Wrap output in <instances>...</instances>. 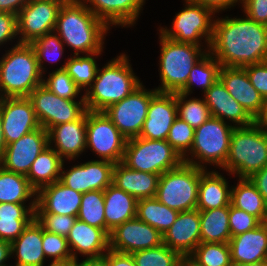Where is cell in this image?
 I'll use <instances>...</instances> for the list:
<instances>
[{"label": "cell", "mask_w": 267, "mask_h": 266, "mask_svg": "<svg viewBox=\"0 0 267 266\" xmlns=\"http://www.w3.org/2000/svg\"><path fill=\"white\" fill-rule=\"evenodd\" d=\"M42 85L57 96L65 99H75L81 95V89L75 84L69 74L63 70H54L48 78L42 79Z\"/></svg>", "instance_id": "obj_46"}, {"label": "cell", "mask_w": 267, "mask_h": 266, "mask_svg": "<svg viewBox=\"0 0 267 266\" xmlns=\"http://www.w3.org/2000/svg\"><path fill=\"white\" fill-rule=\"evenodd\" d=\"M159 34L161 85L155 89L158 92L177 93L186 85L194 65L209 52V49L203 50V46L191 43L175 42Z\"/></svg>", "instance_id": "obj_6"}, {"label": "cell", "mask_w": 267, "mask_h": 266, "mask_svg": "<svg viewBox=\"0 0 267 266\" xmlns=\"http://www.w3.org/2000/svg\"><path fill=\"white\" fill-rule=\"evenodd\" d=\"M203 98L213 117L224 122L228 120L233 123V127L249 126L255 122L244 107L230 95L219 78L204 93Z\"/></svg>", "instance_id": "obj_24"}, {"label": "cell", "mask_w": 267, "mask_h": 266, "mask_svg": "<svg viewBox=\"0 0 267 266\" xmlns=\"http://www.w3.org/2000/svg\"><path fill=\"white\" fill-rule=\"evenodd\" d=\"M209 53L226 67H244L267 61V26L249 17L214 21Z\"/></svg>", "instance_id": "obj_1"}, {"label": "cell", "mask_w": 267, "mask_h": 266, "mask_svg": "<svg viewBox=\"0 0 267 266\" xmlns=\"http://www.w3.org/2000/svg\"><path fill=\"white\" fill-rule=\"evenodd\" d=\"M157 92L145 89L143 83L120 102L110 105L105 114L127 139L138 137L147 117L151 97Z\"/></svg>", "instance_id": "obj_13"}, {"label": "cell", "mask_w": 267, "mask_h": 266, "mask_svg": "<svg viewBox=\"0 0 267 266\" xmlns=\"http://www.w3.org/2000/svg\"><path fill=\"white\" fill-rule=\"evenodd\" d=\"M110 28L87 6L76 0L61 6L55 32L62 42L73 49L74 55L103 52L105 35Z\"/></svg>", "instance_id": "obj_2"}, {"label": "cell", "mask_w": 267, "mask_h": 266, "mask_svg": "<svg viewBox=\"0 0 267 266\" xmlns=\"http://www.w3.org/2000/svg\"><path fill=\"white\" fill-rule=\"evenodd\" d=\"M6 146H7V144L5 142L4 132H3V128H2L1 113H0V158L4 154Z\"/></svg>", "instance_id": "obj_60"}, {"label": "cell", "mask_w": 267, "mask_h": 266, "mask_svg": "<svg viewBox=\"0 0 267 266\" xmlns=\"http://www.w3.org/2000/svg\"><path fill=\"white\" fill-rule=\"evenodd\" d=\"M61 168L59 181L80 193L93 190L104 191L112 184L114 163L106 160H92L74 165L67 171Z\"/></svg>", "instance_id": "obj_15"}, {"label": "cell", "mask_w": 267, "mask_h": 266, "mask_svg": "<svg viewBox=\"0 0 267 266\" xmlns=\"http://www.w3.org/2000/svg\"><path fill=\"white\" fill-rule=\"evenodd\" d=\"M136 266H177L182 256L165 244L131 253Z\"/></svg>", "instance_id": "obj_44"}, {"label": "cell", "mask_w": 267, "mask_h": 266, "mask_svg": "<svg viewBox=\"0 0 267 266\" xmlns=\"http://www.w3.org/2000/svg\"><path fill=\"white\" fill-rule=\"evenodd\" d=\"M200 242V214L197 208L179 212L175 222L163 234V244L182 257L189 256Z\"/></svg>", "instance_id": "obj_21"}, {"label": "cell", "mask_w": 267, "mask_h": 266, "mask_svg": "<svg viewBox=\"0 0 267 266\" xmlns=\"http://www.w3.org/2000/svg\"><path fill=\"white\" fill-rule=\"evenodd\" d=\"M251 84L265 99L267 98V61L258 64H249L243 67Z\"/></svg>", "instance_id": "obj_50"}, {"label": "cell", "mask_w": 267, "mask_h": 266, "mask_svg": "<svg viewBox=\"0 0 267 266\" xmlns=\"http://www.w3.org/2000/svg\"><path fill=\"white\" fill-rule=\"evenodd\" d=\"M160 175L128 168L118 162L113 168L112 184L137 200L156 195Z\"/></svg>", "instance_id": "obj_28"}, {"label": "cell", "mask_w": 267, "mask_h": 266, "mask_svg": "<svg viewBox=\"0 0 267 266\" xmlns=\"http://www.w3.org/2000/svg\"><path fill=\"white\" fill-rule=\"evenodd\" d=\"M128 58L127 54L122 53L98 69L93 84L84 93L87 110L104 111L142 84Z\"/></svg>", "instance_id": "obj_3"}, {"label": "cell", "mask_w": 267, "mask_h": 266, "mask_svg": "<svg viewBox=\"0 0 267 266\" xmlns=\"http://www.w3.org/2000/svg\"><path fill=\"white\" fill-rule=\"evenodd\" d=\"M36 196L26 176L0 166V203H25Z\"/></svg>", "instance_id": "obj_37"}, {"label": "cell", "mask_w": 267, "mask_h": 266, "mask_svg": "<svg viewBox=\"0 0 267 266\" xmlns=\"http://www.w3.org/2000/svg\"><path fill=\"white\" fill-rule=\"evenodd\" d=\"M61 156L50 146H47L34 160L27 179L30 186L38 192L41 188L59 181L62 164Z\"/></svg>", "instance_id": "obj_33"}, {"label": "cell", "mask_w": 267, "mask_h": 266, "mask_svg": "<svg viewBox=\"0 0 267 266\" xmlns=\"http://www.w3.org/2000/svg\"><path fill=\"white\" fill-rule=\"evenodd\" d=\"M127 138L112 123L104 111L86 112V148L95 152L100 160L114 164L122 162Z\"/></svg>", "instance_id": "obj_12"}, {"label": "cell", "mask_w": 267, "mask_h": 266, "mask_svg": "<svg viewBox=\"0 0 267 266\" xmlns=\"http://www.w3.org/2000/svg\"><path fill=\"white\" fill-rule=\"evenodd\" d=\"M62 5L63 2L60 0H30L16 15L19 43L30 44L46 33L54 31Z\"/></svg>", "instance_id": "obj_14"}, {"label": "cell", "mask_w": 267, "mask_h": 266, "mask_svg": "<svg viewBox=\"0 0 267 266\" xmlns=\"http://www.w3.org/2000/svg\"><path fill=\"white\" fill-rule=\"evenodd\" d=\"M233 266H267V260H262L254 263L235 264Z\"/></svg>", "instance_id": "obj_62"}, {"label": "cell", "mask_w": 267, "mask_h": 266, "mask_svg": "<svg viewBox=\"0 0 267 266\" xmlns=\"http://www.w3.org/2000/svg\"><path fill=\"white\" fill-rule=\"evenodd\" d=\"M38 62V67L44 78V61L57 62L64 53V43L55 31L46 33L30 43Z\"/></svg>", "instance_id": "obj_43"}, {"label": "cell", "mask_w": 267, "mask_h": 266, "mask_svg": "<svg viewBox=\"0 0 267 266\" xmlns=\"http://www.w3.org/2000/svg\"><path fill=\"white\" fill-rule=\"evenodd\" d=\"M102 52L86 54L84 56L74 55L66 60V62L59 69L65 70L75 84L83 91L93 84L98 72V65L96 59Z\"/></svg>", "instance_id": "obj_38"}, {"label": "cell", "mask_w": 267, "mask_h": 266, "mask_svg": "<svg viewBox=\"0 0 267 266\" xmlns=\"http://www.w3.org/2000/svg\"><path fill=\"white\" fill-rule=\"evenodd\" d=\"M195 129L177 117L170 128L167 142L184 158L191 150Z\"/></svg>", "instance_id": "obj_47"}, {"label": "cell", "mask_w": 267, "mask_h": 266, "mask_svg": "<svg viewBox=\"0 0 267 266\" xmlns=\"http://www.w3.org/2000/svg\"><path fill=\"white\" fill-rule=\"evenodd\" d=\"M62 1L63 3H68V2H72V1H76V0H60Z\"/></svg>", "instance_id": "obj_64"}, {"label": "cell", "mask_w": 267, "mask_h": 266, "mask_svg": "<svg viewBox=\"0 0 267 266\" xmlns=\"http://www.w3.org/2000/svg\"><path fill=\"white\" fill-rule=\"evenodd\" d=\"M66 238L73 258H78L77 253L86 258L100 257L110 249V237L104 229L78 219Z\"/></svg>", "instance_id": "obj_26"}, {"label": "cell", "mask_w": 267, "mask_h": 266, "mask_svg": "<svg viewBox=\"0 0 267 266\" xmlns=\"http://www.w3.org/2000/svg\"><path fill=\"white\" fill-rule=\"evenodd\" d=\"M109 237L110 249L129 254L163 244V235L137 217L117 226Z\"/></svg>", "instance_id": "obj_18"}, {"label": "cell", "mask_w": 267, "mask_h": 266, "mask_svg": "<svg viewBox=\"0 0 267 266\" xmlns=\"http://www.w3.org/2000/svg\"><path fill=\"white\" fill-rule=\"evenodd\" d=\"M26 203H0V239L12 243L35 218L36 200Z\"/></svg>", "instance_id": "obj_32"}, {"label": "cell", "mask_w": 267, "mask_h": 266, "mask_svg": "<svg viewBox=\"0 0 267 266\" xmlns=\"http://www.w3.org/2000/svg\"><path fill=\"white\" fill-rule=\"evenodd\" d=\"M107 262L109 266H136L131 254L112 249L107 251Z\"/></svg>", "instance_id": "obj_53"}, {"label": "cell", "mask_w": 267, "mask_h": 266, "mask_svg": "<svg viewBox=\"0 0 267 266\" xmlns=\"http://www.w3.org/2000/svg\"><path fill=\"white\" fill-rule=\"evenodd\" d=\"M185 3V8L176 13L172 27L170 29L160 27L159 32L175 42L191 43L197 46H203L201 39L203 41L205 39L206 49H209L213 37L215 12L188 0H185Z\"/></svg>", "instance_id": "obj_10"}, {"label": "cell", "mask_w": 267, "mask_h": 266, "mask_svg": "<svg viewBox=\"0 0 267 266\" xmlns=\"http://www.w3.org/2000/svg\"><path fill=\"white\" fill-rule=\"evenodd\" d=\"M82 193L60 181L41 188L36 196L35 214H57L77 217Z\"/></svg>", "instance_id": "obj_22"}, {"label": "cell", "mask_w": 267, "mask_h": 266, "mask_svg": "<svg viewBox=\"0 0 267 266\" xmlns=\"http://www.w3.org/2000/svg\"><path fill=\"white\" fill-rule=\"evenodd\" d=\"M11 255L17 257L15 265L12 266H45L46 257L42 249V226L35 218L11 243Z\"/></svg>", "instance_id": "obj_29"}, {"label": "cell", "mask_w": 267, "mask_h": 266, "mask_svg": "<svg viewBox=\"0 0 267 266\" xmlns=\"http://www.w3.org/2000/svg\"><path fill=\"white\" fill-rule=\"evenodd\" d=\"M267 165V130L256 122L235 127L230 139L229 153L222 168L239 178H249Z\"/></svg>", "instance_id": "obj_5"}, {"label": "cell", "mask_w": 267, "mask_h": 266, "mask_svg": "<svg viewBox=\"0 0 267 266\" xmlns=\"http://www.w3.org/2000/svg\"><path fill=\"white\" fill-rule=\"evenodd\" d=\"M0 58V98L28 97L42 85L35 51L31 44L16 42Z\"/></svg>", "instance_id": "obj_4"}, {"label": "cell", "mask_w": 267, "mask_h": 266, "mask_svg": "<svg viewBox=\"0 0 267 266\" xmlns=\"http://www.w3.org/2000/svg\"><path fill=\"white\" fill-rule=\"evenodd\" d=\"M0 113L7 145L41 127L28 97L0 98Z\"/></svg>", "instance_id": "obj_17"}, {"label": "cell", "mask_w": 267, "mask_h": 266, "mask_svg": "<svg viewBox=\"0 0 267 266\" xmlns=\"http://www.w3.org/2000/svg\"><path fill=\"white\" fill-rule=\"evenodd\" d=\"M219 79L230 95L256 120L262 111L264 98L251 84L246 70L243 67L221 66Z\"/></svg>", "instance_id": "obj_20"}, {"label": "cell", "mask_w": 267, "mask_h": 266, "mask_svg": "<svg viewBox=\"0 0 267 266\" xmlns=\"http://www.w3.org/2000/svg\"><path fill=\"white\" fill-rule=\"evenodd\" d=\"M255 122L267 130V98L264 99L262 111Z\"/></svg>", "instance_id": "obj_59"}, {"label": "cell", "mask_w": 267, "mask_h": 266, "mask_svg": "<svg viewBox=\"0 0 267 266\" xmlns=\"http://www.w3.org/2000/svg\"><path fill=\"white\" fill-rule=\"evenodd\" d=\"M137 201L114 184L104 190V214L109 235L117 226L136 217Z\"/></svg>", "instance_id": "obj_31"}, {"label": "cell", "mask_w": 267, "mask_h": 266, "mask_svg": "<svg viewBox=\"0 0 267 266\" xmlns=\"http://www.w3.org/2000/svg\"><path fill=\"white\" fill-rule=\"evenodd\" d=\"M228 244L232 265L267 260V222L231 237Z\"/></svg>", "instance_id": "obj_27"}, {"label": "cell", "mask_w": 267, "mask_h": 266, "mask_svg": "<svg viewBox=\"0 0 267 266\" xmlns=\"http://www.w3.org/2000/svg\"><path fill=\"white\" fill-rule=\"evenodd\" d=\"M10 257H12L11 243L0 239V266H12L5 264Z\"/></svg>", "instance_id": "obj_58"}, {"label": "cell", "mask_w": 267, "mask_h": 266, "mask_svg": "<svg viewBox=\"0 0 267 266\" xmlns=\"http://www.w3.org/2000/svg\"><path fill=\"white\" fill-rule=\"evenodd\" d=\"M227 123L211 116L196 128L191 150L183 161L204 170H207V166L204 165L208 163L222 170L228 157L231 134L235 128Z\"/></svg>", "instance_id": "obj_7"}, {"label": "cell", "mask_w": 267, "mask_h": 266, "mask_svg": "<svg viewBox=\"0 0 267 266\" xmlns=\"http://www.w3.org/2000/svg\"><path fill=\"white\" fill-rule=\"evenodd\" d=\"M204 171L183 162L160 175L155 198L178 212L196 209L200 174Z\"/></svg>", "instance_id": "obj_9"}, {"label": "cell", "mask_w": 267, "mask_h": 266, "mask_svg": "<svg viewBox=\"0 0 267 266\" xmlns=\"http://www.w3.org/2000/svg\"><path fill=\"white\" fill-rule=\"evenodd\" d=\"M47 266H69V264H49Z\"/></svg>", "instance_id": "obj_63"}, {"label": "cell", "mask_w": 267, "mask_h": 266, "mask_svg": "<svg viewBox=\"0 0 267 266\" xmlns=\"http://www.w3.org/2000/svg\"><path fill=\"white\" fill-rule=\"evenodd\" d=\"M220 63L208 52L192 68L186 85L179 91L191 95L192 89L197 85L205 93L219 78Z\"/></svg>", "instance_id": "obj_39"}, {"label": "cell", "mask_w": 267, "mask_h": 266, "mask_svg": "<svg viewBox=\"0 0 267 266\" xmlns=\"http://www.w3.org/2000/svg\"><path fill=\"white\" fill-rule=\"evenodd\" d=\"M201 242L228 243L231 238L229 227V205L199 211Z\"/></svg>", "instance_id": "obj_35"}, {"label": "cell", "mask_w": 267, "mask_h": 266, "mask_svg": "<svg viewBox=\"0 0 267 266\" xmlns=\"http://www.w3.org/2000/svg\"><path fill=\"white\" fill-rule=\"evenodd\" d=\"M41 127H52L80 119L86 112L84 95L80 100L65 99L49 91L45 86L36 87L28 96Z\"/></svg>", "instance_id": "obj_11"}, {"label": "cell", "mask_w": 267, "mask_h": 266, "mask_svg": "<svg viewBox=\"0 0 267 266\" xmlns=\"http://www.w3.org/2000/svg\"><path fill=\"white\" fill-rule=\"evenodd\" d=\"M18 37L15 14L0 12V46Z\"/></svg>", "instance_id": "obj_52"}, {"label": "cell", "mask_w": 267, "mask_h": 266, "mask_svg": "<svg viewBox=\"0 0 267 266\" xmlns=\"http://www.w3.org/2000/svg\"><path fill=\"white\" fill-rule=\"evenodd\" d=\"M35 219L47 232L67 237L77 217L57 214H35Z\"/></svg>", "instance_id": "obj_48"}, {"label": "cell", "mask_w": 267, "mask_h": 266, "mask_svg": "<svg viewBox=\"0 0 267 266\" xmlns=\"http://www.w3.org/2000/svg\"><path fill=\"white\" fill-rule=\"evenodd\" d=\"M183 158L167 140H150L141 137L127 139L122 163L128 168L161 175L177 168Z\"/></svg>", "instance_id": "obj_8"}, {"label": "cell", "mask_w": 267, "mask_h": 266, "mask_svg": "<svg viewBox=\"0 0 267 266\" xmlns=\"http://www.w3.org/2000/svg\"><path fill=\"white\" fill-rule=\"evenodd\" d=\"M242 5L247 17L267 26V0H242Z\"/></svg>", "instance_id": "obj_51"}, {"label": "cell", "mask_w": 267, "mask_h": 266, "mask_svg": "<svg viewBox=\"0 0 267 266\" xmlns=\"http://www.w3.org/2000/svg\"><path fill=\"white\" fill-rule=\"evenodd\" d=\"M30 0H0V12L17 15Z\"/></svg>", "instance_id": "obj_56"}, {"label": "cell", "mask_w": 267, "mask_h": 266, "mask_svg": "<svg viewBox=\"0 0 267 266\" xmlns=\"http://www.w3.org/2000/svg\"><path fill=\"white\" fill-rule=\"evenodd\" d=\"M175 96L177 116L194 129L200 127L212 116L204 98L187 100L188 95L180 92L175 93Z\"/></svg>", "instance_id": "obj_40"}, {"label": "cell", "mask_w": 267, "mask_h": 266, "mask_svg": "<svg viewBox=\"0 0 267 266\" xmlns=\"http://www.w3.org/2000/svg\"><path fill=\"white\" fill-rule=\"evenodd\" d=\"M231 188V204L256 217L261 223L267 222V203L249 178H239Z\"/></svg>", "instance_id": "obj_34"}, {"label": "cell", "mask_w": 267, "mask_h": 266, "mask_svg": "<svg viewBox=\"0 0 267 266\" xmlns=\"http://www.w3.org/2000/svg\"><path fill=\"white\" fill-rule=\"evenodd\" d=\"M261 222L246 211L229 205V227L231 237L243 234L244 232L255 229Z\"/></svg>", "instance_id": "obj_49"}, {"label": "cell", "mask_w": 267, "mask_h": 266, "mask_svg": "<svg viewBox=\"0 0 267 266\" xmlns=\"http://www.w3.org/2000/svg\"><path fill=\"white\" fill-rule=\"evenodd\" d=\"M49 146L48 131L40 127L6 146L0 166L27 176L37 156Z\"/></svg>", "instance_id": "obj_16"}, {"label": "cell", "mask_w": 267, "mask_h": 266, "mask_svg": "<svg viewBox=\"0 0 267 266\" xmlns=\"http://www.w3.org/2000/svg\"><path fill=\"white\" fill-rule=\"evenodd\" d=\"M109 28L136 24L145 0H81ZM89 4V5H88Z\"/></svg>", "instance_id": "obj_25"}, {"label": "cell", "mask_w": 267, "mask_h": 266, "mask_svg": "<svg viewBox=\"0 0 267 266\" xmlns=\"http://www.w3.org/2000/svg\"><path fill=\"white\" fill-rule=\"evenodd\" d=\"M48 142L64 161L76 160L86 150V113L78 120L52 127Z\"/></svg>", "instance_id": "obj_23"}, {"label": "cell", "mask_w": 267, "mask_h": 266, "mask_svg": "<svg viewBox=\"0 0 267 266\" xmlns=\"http://www.w3.org/2000/svg\"><path fill=\"white\" fill-rule=\"evenodd\" d=\"M42 249L46 258H53L51 264H69L73 258L67 238L47 232L42 227Z\"/></svg>", "instance_id": "obj_45"}, {"label": "cell", "mask_w": 267, "mask_h": 266, "mask_svg": "<svg viewBox=\"0 0 267 266\" xmlns=\"http://www.w3.org/2000/svg\"><path fill=\"white\" fill-rule=\"evenodd\" d=\"M212 9L215 13H219L228 8L234 7L237 3L242 4V0H188Z\"/></svg>", "instance_id": "obj_54"}, {"label": "cell", "mask_w": 267, "mask_h": 266, "mask_svg": "<svg viewBox=\"0 0 267 266\" xmlns=\"http://www.w3.org/2000/svg\"><path fill=\"white\" fill-rule=\"evenodd\" d=\"M104 191L93 190L82 194L77 219L106 231Z\"/></svg>", "instance_id": "obj_41"}, {"label": "cell", "mask_w": 267, "mask_h": 266, "mask_svg": "<svg viewBox=\"0 0 267 266\" xmlns=\"http://www.w3.org/2000/svg\"><path fill=\"white\" fill-rule=\"evenodd\" d=\"M78 258H72L69 262V266H109L107 262V252L100 257L86 258L81 262H77Z\"/></svg>", "instance_id": "obj_57"}, {"label": "cell", "mask_w": 267, "mask_h": 266, "mask_svg": "<svg viewBox=\"0 0 267 266\" xmlns=\"http://www.w3.org/2000/svg\"><path fill=\"white\" fill-rule=\"evenodd\" d=\"M177 117L175 93L157 91L151 97L147 117L138 137L150 140H166Z\"/></svg>", "instance_id": "obj_19"}, {"label": "cell", "mask_w": 267, "mask_h": 266, "mask_svg": "<svg viewBox=\"0 0 267 266\" xmlns=\"http://www.w3.org/2000/svg\"><path fill=\"white\" fill-rule=\"evenodd\" d=\"M189 257L198 266H233L228 243L200 242Z\"/></svg>", "instance_id": "obj_42"}, {"label": "cell", "mask_w": 267, "mask_h": 266, "mask_svg": "<svg viewBox=\"0 0 267 266\" xmlns=\"http://www.w3.org/2000/svg\"><path fill=\"white\" fill-rule=\"evenodd\" d=\"M177 266H198L189 256L182 257L178 263Z\"/></svg>", "instance_id": "obj_61"}, {"label": "cell", "mask_w": 267, "mask_h": 266, "mask_svg": "<svg viewBox=\"0 0 267 266\" xmlns=\"http://www.w3.org/2000/svg\"><path fill=\"white\" fill-rule=\"evenodd\" d=\"M226 180L215 170H204L200 174L196 206L199 211L221 208L231 204L232 186L229 187Z\"/></svg>", "instance_id": "obj_30"}, {"label": "cell", "mask_w": 267, "mask_h": 266, "mask_svg": "<svg viewBox=\"0 0 267 266\" xmlns=\"http://www.w3.org/2000/svg\"><path fill=\"white\" fill-rule=\"evenodd\" d=\"M249 179L267 203V165L262 170L253 173Z\"/></svg>", "instance_id": "obj_55"}, {"label": "cell", "mask_w": 267, "mask_h": 266, "mask_svg": "<svg viewBox=\"0 0 267 266\" xmlns=\"http://www.w3.org/2000/svg\"><path fill=\"white\" fill-rule=\"evenodd\" d=\"M179 212L159 202L155 197L137 201L136 217L158 230L162 235L177 219Z\"/></svg>", "instance_id": "obj_36"}]
</instances>
